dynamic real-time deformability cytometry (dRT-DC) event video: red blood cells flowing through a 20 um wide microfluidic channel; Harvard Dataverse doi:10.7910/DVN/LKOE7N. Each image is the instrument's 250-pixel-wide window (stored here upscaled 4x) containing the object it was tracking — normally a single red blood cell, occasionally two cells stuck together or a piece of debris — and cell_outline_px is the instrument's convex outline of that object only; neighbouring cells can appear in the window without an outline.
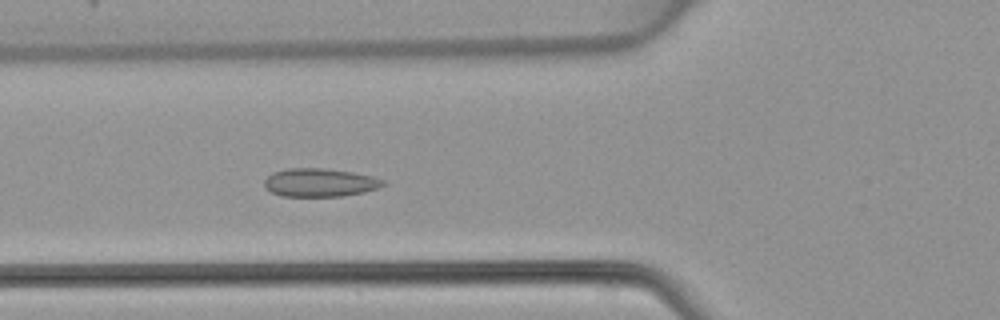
{"species": "common noctule bat (a hibernating species)", "species_latin": "Nyctalus noctula", "temperature_condition": "warm", "stored_images_in_passage": 48, "segment_of_instrument_passage": [1, 2], "camera_frame_rate_fps": 3000, "um_per_image_px": 0.085, "animal": {"sex": "female", "body_mass_g": 22.7, "forearm_length_mm": 54.2}, "frame": {"image": 1, "passage_image": 17, "time_ms": 5.333, "image_size_px": [1000, 320], "cell_outline_px": [[388, 184], [380, 188], [364, 192], [340, 196], [284, 196], [272, 192], [264, 184], [264, 180], [272, 172], [288, 168], [324, 168], [352, 172], [372, 176], [384, 180]], "centroid_in_image_um": [27.23, 15.51], "position_along_channel_um": 98.6, "area_um2": 19.59}}
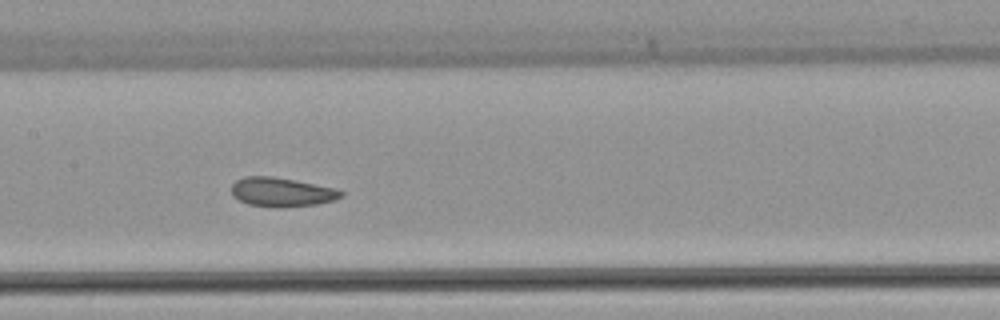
{"frame": {"image": 2, "passage_image": 23, "time_ms": 7.333, "image_size_px": [1000, 320], "cell_outline_px": [[344, 196], [336, 200], [316, 204], [284, 208], [276, 208], [248, 204], [232, 196], [232, 184], [236, 180], [244, 176], [272, 176], [296, 180], [332, 188], [344, 192]], "centroid_in_image_um": [23.93, 16.33], "position_along_channel_um": 183.5, "area_um2": 18.73}}
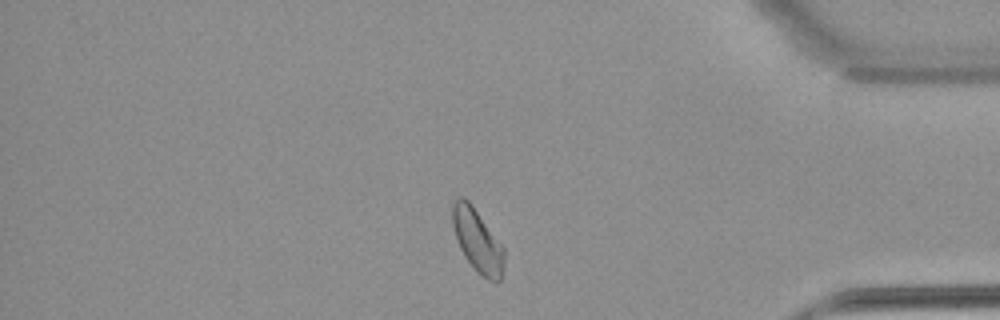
{"frame": {"image": 3, "passage_image": 40, "time_ms": 13.0, "image_size_px": [1000, 320], "cell_outline_px": [[504, 264], [500, 280], [488, 280], [476, 272], [464, 256], [456, 240], [452, 224], [452, 204], [460, 196], [464, 196], [472, 204], [504, 248]], "centroid_in_image_um": [40.56, 20.44], "position_along_channel_um": 394.6, "area_um2": 18.96}}